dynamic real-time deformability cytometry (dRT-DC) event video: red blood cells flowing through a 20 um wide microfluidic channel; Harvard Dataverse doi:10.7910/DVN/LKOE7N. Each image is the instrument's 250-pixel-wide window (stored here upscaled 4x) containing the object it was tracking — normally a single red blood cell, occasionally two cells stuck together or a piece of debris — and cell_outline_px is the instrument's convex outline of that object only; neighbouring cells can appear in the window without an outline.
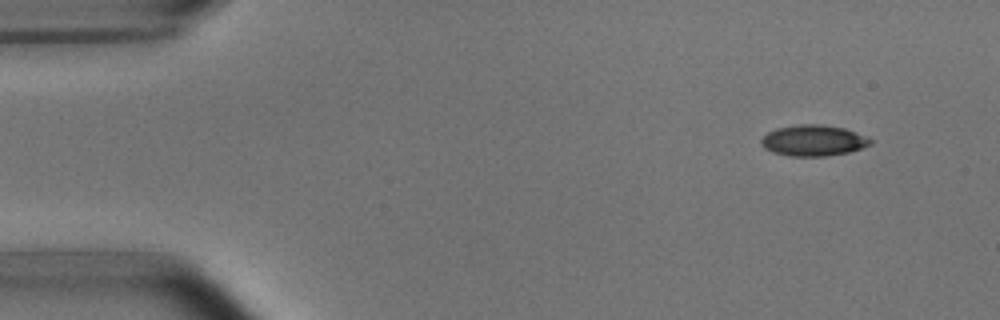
{"species": "common noctule bat (a hibernating species)", "species_latin": "Nyctalus noctula", "temperature_condition": "room temperature", "stored_images_in_passage": 5, "segment_of_instrument_passage": [1, 2], "camera_frame_rate_fps": 3000, "um_per_image_px": 0.085, "animal": {"sex": "male", "body_mass_g": 15.6}, "frame": {"image": 1, "passage_image": 1, "time_ms": 0.0, "image_size_px": [1000, 320], "cell_outline_px": [[872, 144], [848, 152], [824, 156], [788, 156], [772, 152], [764, 148], [760, 144], [760, 140], [768, 132], [776, 128], [800, 124], [820, 124], [844, 128], [856, 132], [872, 140]], "centroid_in_image_um": [69.1, 11.94], "position_along_channel_um": 15.9, "area_um2": 19.65}}
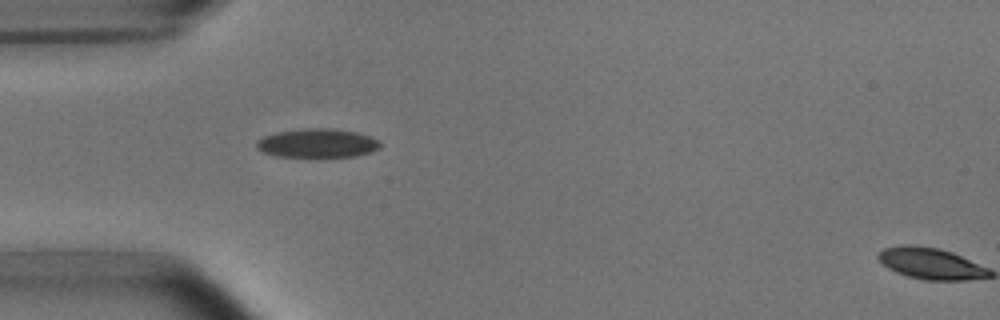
{"frame": {"image": 2, "passage_image": 4, "time_ms": 3.667, "image_size_px": [1000, 320], "cell_outline_px": [[384, 144], [380, 148], [372, 152], [356, 156], [324, 160], [316, 160], [276, 156], [264, 152], [256, 148], [256, 140], [264, 136], [280, 132], [304, 128], [328, 128], [356, 132], [380, 140]], "centroid_in_image_um": [27.02, 12.24], "position_along_channel_um": 58.0, "area_um2": 21.96}}